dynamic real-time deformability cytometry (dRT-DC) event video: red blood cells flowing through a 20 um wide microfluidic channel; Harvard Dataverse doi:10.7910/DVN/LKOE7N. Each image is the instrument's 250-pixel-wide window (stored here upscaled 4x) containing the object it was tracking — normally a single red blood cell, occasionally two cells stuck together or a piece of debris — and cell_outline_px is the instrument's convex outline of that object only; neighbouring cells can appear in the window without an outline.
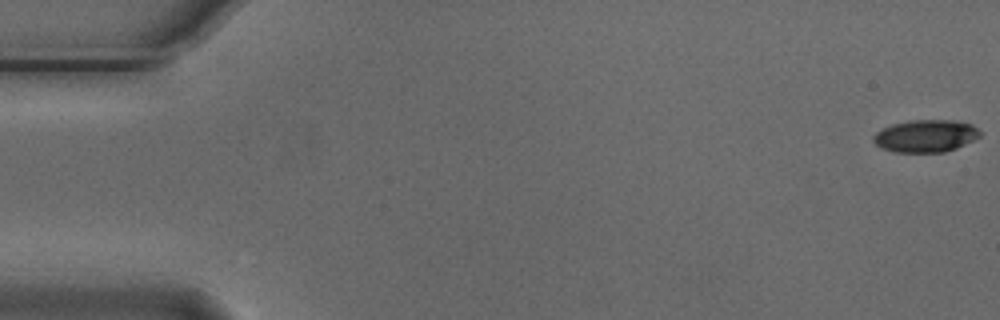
{"species": "Egyptian fruit bat (a non-hibernating species)", "species_latin": "Rousettus aegyptiacus", "temperature_condition": "cold", "stored_images_in_passage": 6, "segment_of_instrument_passage": [1, 2], "camera_frame_rate_fps": 3000, "um_per_image_px": 0.085, "animal": {"sex": "male"}, "frame": {"image": 1, "passage_image": 1, "time_ms": 0.0, "image_size_px": [1000, 320], "cell_outline_px": [[980, 136], [956, 148], [944, 152], [896, 152], [884, 148], [876, 144], [872, 140], [872, 136], [876, 132], [892, 124], [908, 120], [956, 120], [972, 124], [980, 132]], "centroid_in_image_um": [78.67, 11.54], "position_along_channel_um": 6.3, "area_um2": 20.0}}